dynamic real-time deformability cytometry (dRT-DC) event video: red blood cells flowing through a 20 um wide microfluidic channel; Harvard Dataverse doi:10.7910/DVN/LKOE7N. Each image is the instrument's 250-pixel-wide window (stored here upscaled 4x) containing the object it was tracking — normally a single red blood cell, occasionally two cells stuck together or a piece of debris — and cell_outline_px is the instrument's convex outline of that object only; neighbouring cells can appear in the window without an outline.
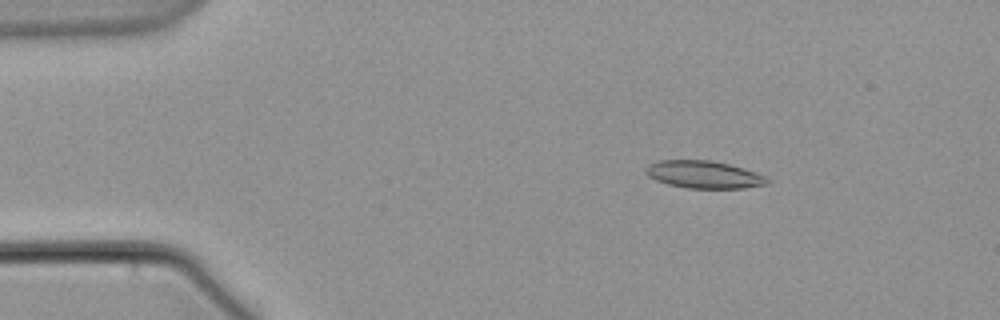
{"species": "common noctule bat (a hibernating species)", "species_latin": "Nyctalus noctula", "temperature_condition": "warm", "stored_images_in_passage": 5, "camera_frame_rate_fps": 3000, "um_per_image_px": 0.085, "animal": {"sex": "male", "body_mass_g": 21.5, "forearm_length_mm": 52.0}, "frame": {"image": 1, "passage_image": 2, "time_ms": 1.0, "image_size_px": [1000, 320], "cell_outline_px": [[772, 180], [768, 184], [744, 188], [688, 188], [668, 184], [656, 180], [648, 176], [644, 172], [644, 168], [648, 164], [660, 160], [708, 160], [728, 164], [744, 168], [768, 176]], "centroid_in_image_um": [59.85, 14.84], "position_along_channel_um": 25.1, "area_um2": 19.65}}
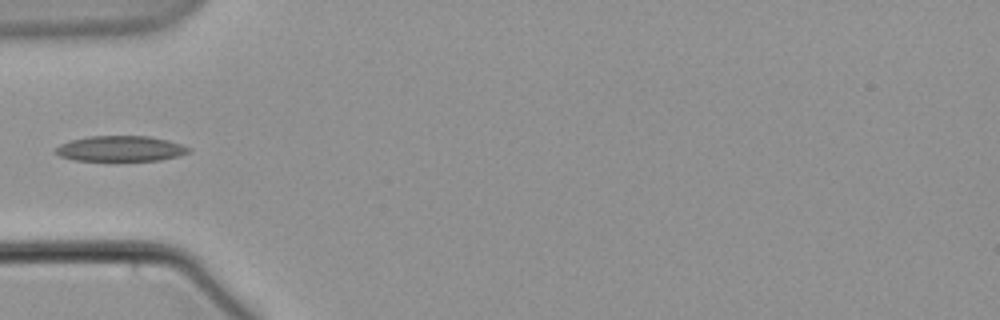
{"frame": {"image": 2, "passage_image": 5, "time_ms": 4.667, "image_size_px": [1000, 320], "cell_outline_px": [[192, 152], [180, 156], [160, 160], [76, 160], [60, 156], [52, 152], [60, 144], [72, 140], [88, 136], [148, 136], [168, 140], [192, 148]], "centroid_in_image_um": [10.28, 12.63], "position_along_channel_um": 74.7, "area_um2": 19.77}}